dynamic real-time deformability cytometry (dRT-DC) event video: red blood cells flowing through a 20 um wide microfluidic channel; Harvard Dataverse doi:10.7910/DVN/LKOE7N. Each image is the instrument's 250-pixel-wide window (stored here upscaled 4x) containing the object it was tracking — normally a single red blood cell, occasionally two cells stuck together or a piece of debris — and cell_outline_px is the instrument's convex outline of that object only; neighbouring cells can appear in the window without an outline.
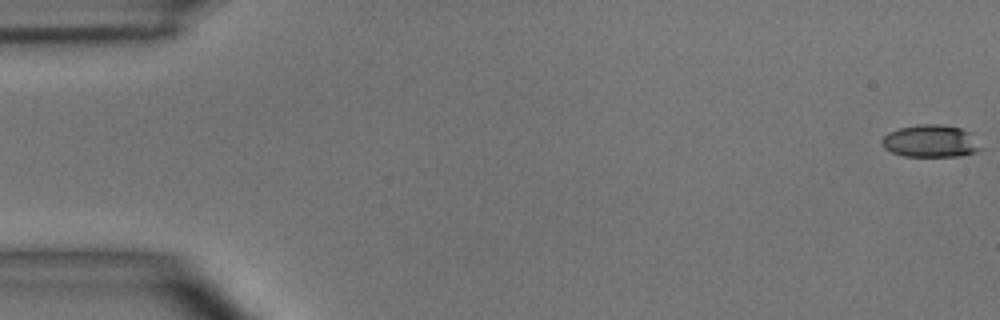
{"species": "common noctule bat (a hibernating species)", "species_latin": "Nyctalus noctula", "temperature_condition": "room temperature", "stored_images_in_passage": 51, "camera_frame_rate_fps": 3000, "um_per_image_px": 0.085, "animal": {"sex": "male", "body_mass_g": 15.6}, "frame": {"image": 1, "passage_image": 1, "time_ms": 0.0, "image_size_px": [1000, 320], "cell_outline_px": [[984, 148], [976, 152], [964, 156], [904, 156], [892, 152], [884, 148], [880, 144], [880, 140], [888, 132], [900, 128], [920, 124], [940, 124], [960, 128], [972, 132]], "centroid_in_image_um": [79.15, 12.0], "position_along_channel_um": 5.9, "area_um2": 19.02}}
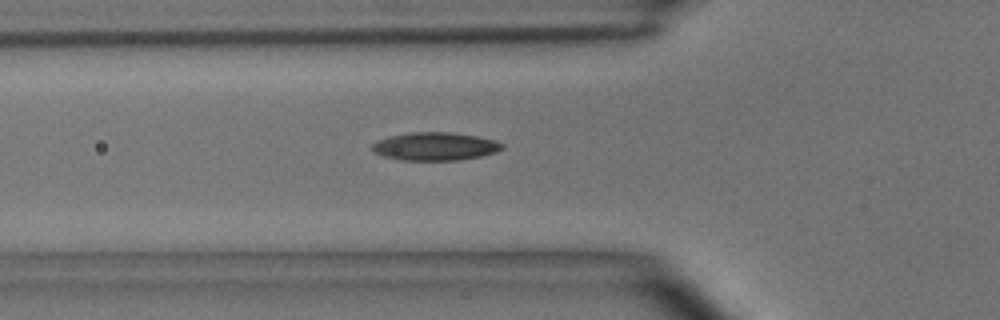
{"frame": {"image": 2, "passage_image": 18, "time_ms": 5.667, "image_size_px": [1000, 320], "cell_outline_px": [[504, 148], [496, 152], [480, 156], [460, 160], [400, 160], [384, 156], [372, 152], [372, 144], [376, 140], [392, 136], [412, 132], [452, 132], [476, 136], [496, 140], [504, 144]], "centroid_in_image_um": [36.99, 12.44], "position_along_channel_um": 88.8, "area_um2": 21.33}}
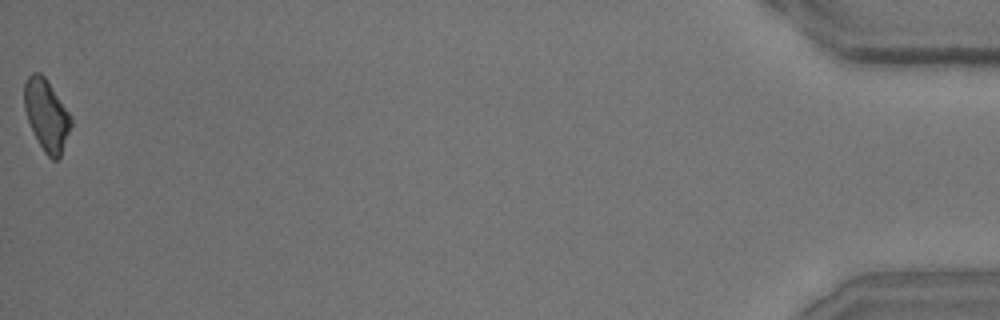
{"frame": {"image": 3, "passage_image": 51, "time_ms": 16.667, "image_size_px": [1000, 320], "cell_outline_px": [[72, 124], [60, 156], [56, 160], [52, 160], [44, 152], [28, 120], [24, 108], [24, 84], [28, 76], [32, 72], [40, 72], [44, 76], [72, 116]], "centroid_in_image_um": [3.96, 9.76], "position_along_channel_um": 431.2, "area_um2": 19.19}, "authors_computed_cell_mechanics": {"area_um2": 19.8254, "velocity_mm_per_s": 3.9793, "shape_relaxation_time_tau1_ms": 4.2686, "shape_relaxation_time_tau2_ms": 3.1242, "deformation_change_tau1": 0.1415, "deformation_change_tau2": 0.0995}}